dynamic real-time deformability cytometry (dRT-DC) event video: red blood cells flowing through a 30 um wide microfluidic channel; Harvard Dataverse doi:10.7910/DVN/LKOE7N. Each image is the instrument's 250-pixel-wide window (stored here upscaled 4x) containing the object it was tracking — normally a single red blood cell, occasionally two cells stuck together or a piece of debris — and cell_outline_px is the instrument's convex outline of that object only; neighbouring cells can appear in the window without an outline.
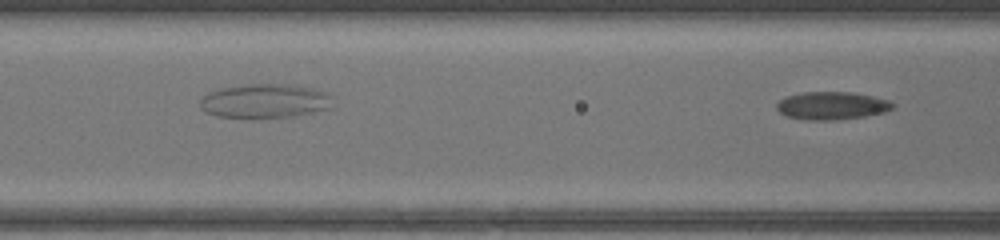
{"species": "common noctule bat (a hibernating species)", "species_latin": "Nyctalus noctula", "temperature_condition": "warm", "stored_images_in_passage": 16, "camera_frame_rate_fps": 3000, "um_per_image_px": 0.085, "animal": {"sex": "female", "body_mass_g": 17.0, "forearm_length_mm": 48.0}, "frame": {"image": 1, "passage_image": 16, "time_ms": 5.0, "image_size_px": [1000, 240], "cell_outline_px": [[896, 104], [892, 108], [884, 112], [864, 116], [836, 120], [808, 120], [788, 116], [780, 112], [776, 108], [776, 104], [784, 96], [804, 92], [852, 92], [872, 96], [888, 100]], "centroid_in_image_um": [70.69, 8.97], "position_along_channel_um": 95.9, "area_um2": 18.79}}